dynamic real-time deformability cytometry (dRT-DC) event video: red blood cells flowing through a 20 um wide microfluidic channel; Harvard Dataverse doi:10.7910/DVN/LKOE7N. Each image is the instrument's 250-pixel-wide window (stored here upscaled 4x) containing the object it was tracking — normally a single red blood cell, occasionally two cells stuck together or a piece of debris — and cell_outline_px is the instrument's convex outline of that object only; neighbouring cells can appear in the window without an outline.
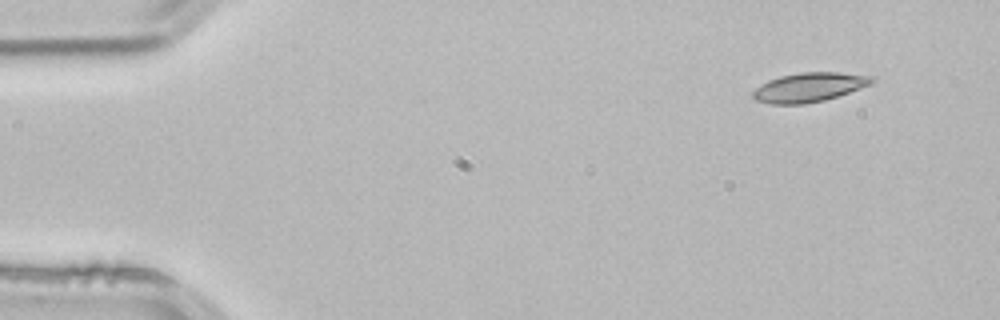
{"species": "common noctule bat (a hibernating species)", "species_latin": "Nyctalus noctula", "temperature_condition": "room temperature", "stored_images_in_passage": 3, "camera_frame_rate_fps": 3000, "um_per_image_px": 0.085, "animal": {"sex": "male", "body_mass_g": 21.5, "forearm_length_mm": 52.0}, "frame": {"image": 1, "passage_image": 1, "time_ms": 0.0, "image_size_px": [1000, 320], "cell_outline_px": [[876, 80], [872, 84], [824, 100], [804, 104], [768, 104], [756, 100], [752, 96], [752, 92], [760, 84], [768, 80], [780, 76], [800, 72], [836, 72], [876, 76]], "centroid_in_image_um": [68.78, 7.41], "position_along_channel_um": 16.2, "area_um2": 20.35}}
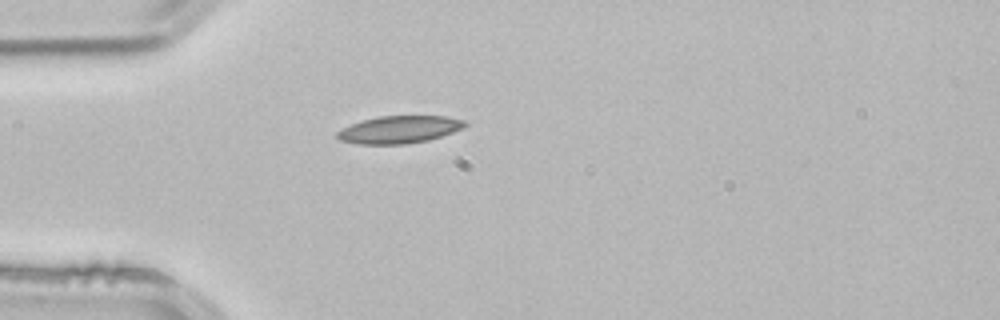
{"frame": {"image": 2, "passage_image": 3, "time_ms": 0.667, "image_size_px": [1000, 320], "cell_outline_px": [[468, 124], [464, 128], [428, 140], [408, 144], [356, 144], [340, 140], [336, 136], [336, 132], [340, 128], [360, 120], [380, 116], [448, 116], [464, 120]], "centroid_in_image_um": [33.9, 11.01], "position_along_channel_um": 51.1, "area_um2": 20.63}}